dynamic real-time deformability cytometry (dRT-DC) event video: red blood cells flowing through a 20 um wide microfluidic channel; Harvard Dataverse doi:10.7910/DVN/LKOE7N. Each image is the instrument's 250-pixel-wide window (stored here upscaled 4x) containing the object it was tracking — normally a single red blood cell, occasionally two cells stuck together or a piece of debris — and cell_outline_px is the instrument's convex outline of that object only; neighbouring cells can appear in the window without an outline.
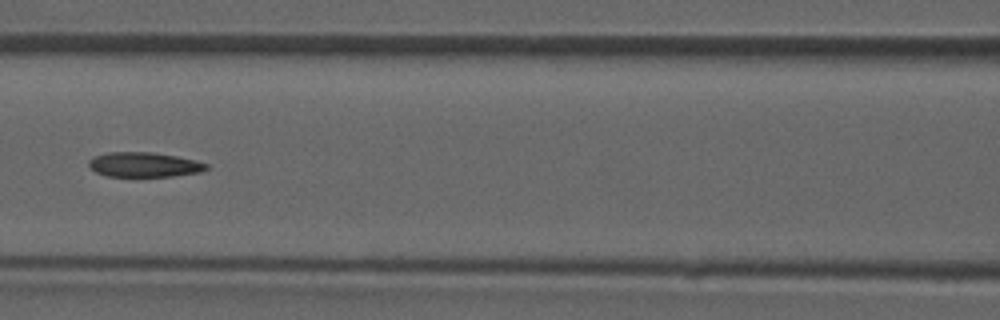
{"species": "common noctule bat (a hibernating species)", "species_latin": "Nyctalus noctula", "temperature_condition": "room temperature", "stored_images_in_passage": 49, "camera_frame_rate_fps": 3000, "um_per_image_px": 0.085, "animal": {"sex": "male", "forearm_length_mm": 52.5}, "frame": {"image": 1, "passage_image": 22, "time_ms": 7.0, "image_size_px": [1000, 320], "cell_outline_px": [[208, 168], [200, 172], [172, 176], [104, 176], [96, 172], [88, 164], [88, 160], [96, 156], [108, 152], [152, 152], [176, 156], [196, 160], [208, 164]], "centroid_in_image_um": [12.25, 13.99], "position_along_channel_um": 154.3, "area_um2": 16.88}}